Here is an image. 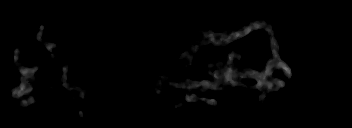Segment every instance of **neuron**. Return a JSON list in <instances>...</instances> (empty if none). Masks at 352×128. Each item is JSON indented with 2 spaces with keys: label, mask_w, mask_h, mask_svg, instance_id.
Instances as JSON below:
<instances>
[{
  "label": "neuron",
  "mask_w": 352,
  "mask_h": 128,
  "mask_svg": "<svg viewBox=\"0 0 352 128\" xmlns=\"http://www.w3.org/2000/svg\"><path fill=\"white\" fill-rule=\"evenodd\" d=\"M242 26H243L242 29L238 31L233 30L231 32H227V30L224 29L222 33H213L210 36H206V32L201 31V34L204 33L205 36L203 35V38L199 40L195 38L192 43V47L189 49H186L184 53L181 52L180 57H184L186 59L180 58V60H177V63L178 61H181V60L186 61L187 66L185 67L184 70H190L193 64V60H195V58L191 59L190 56H194V54L198 53V51L200 52L201 47L207 46L215 49L218 44H222V48H224V46L226 47L227 45H230L232 42H234V40L240 39L244 35L248 34L249 32H254L256 29H261V30L263 29L268 34L270 46L272 49L271 60L266 63L264 69L258 70L257 72L254 71L252 68L247 70L246 69L240 70V69H237L236 67L234 68V65L243 64V60L241 59L242 55L233 56L231 54L227 60L225 59L224 61H221L219 69H215L214 64H211L207 67L208 70H210V74H212V77L214 79L213 82H209L208 80H205V79L200 81L188 79L185 82L171 81V83H173V86L177 88L182 87L183 89H189L188 93L185 94V97H184V99L187 102H196L197 100H201V101H205L208 106L217 107L219 104L217 100L207 99L205 97L197 98L196 95L190 90L191 89L201 90L204 93L210 90L211 92H213V94H215V91L217 90H223L226 92L228 90V87H225L222 85L223 81L228 83L226 85H235L236 83H238L240 79L243 80V79L252 78L257 81V84L256 85L254 84L253 87L255 89H258L260 92V96L257 98V102L254 104L253 107H256L257 109L260 110L262 109V104L259 105V103L265 102V93H267V97H268V93L270 91L272 92V91L280 90L286 84L284 81H280L277 78H272L273 76L272 73L275 71V69L278 68L282 70L285 76V80H290V78L292 77V70L280 58L281 56L279 54V45H278L279 38H276L275 32L270 27L268 20L264 18L258 23L243 24ZM39 28H40L39 32L35 34V40L37 43L41 42V40L43 39L42 32L46 30V27L43 25H40ZM68 40H69L68 38H64L63 43L67 45ZM212 41H215V42L212 43ZM56 45L57 43L54 40H51V43L46 45L47 49L51 51L52 56H55V52L52 50V48ZM18 50H19V47L17 45L14 48V54H15L14 61L16 63L15 68L20 69L19 71V73H21L20 82L22 83V85H20L19 88H14L11 94L13 95V97H15V99L22 98L23 101L21 105L26 107V106H31L36 102L35 98L32 95L27 99H25L22 96H24V93L28 94L35 91L32 88L31 84L37 81L35 78V75L38 72V67L36 65L34 68H29L27 66H24L20 60L21 54L18 53ZM68 68H69V63L61 67L62 69L61 71L63 72V74L68 73L67 72ZM66 77L67 76L65 75L63 76V78H61L60 82L56 84V89L61 90L62 85H64V87L67 88V90L68 89L70 90L71 88L73 89V91L76 92L77 91L76 85L72 86V84H69V83L67 84V82H65L68 80ZM167 77L168 79L170 77V75H168V71H167L166 77L162 76V74H159V79L156 80V85H157L156 91L159 94L164 95V93H161V87H162V83L164 82L165 79H167ZM27 78L29 79L28 82L26 81ZM241 88H244L242 89V92H241V94H244L249 89L252 88V85L249 86L244 84V87H243V84H242ZM79 91H80L79 93L81 94V98L78 99L75 106H77V104L80 103L81 99H85L87 96L86 95L87 92L84 87L81 88ZM44 96H47V92L41 93L37 97L41 98ZM183 103L184 101L181 100L179 104H174V105L181 108L183 106Z\"/></svg>",
  "instance_id": "obj_1"
}]
</instances>
